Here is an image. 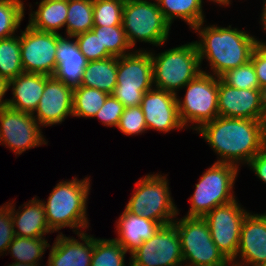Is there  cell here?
Masks as SVG:
<instances>
[{
    "mask_svg": "<svg viewBox=\"0 0 266 266\" xmlns=\"http://www.w3.org/2000/svg\"><path fill=\"white\" fill-rule=\"evenodd\" d=\"M22 73L20 36L0 39V77L9 81Z\"/></svg>",
    "mask_w": 266,
    "mask_h": 266,
    "instance_id": "cell-29",
    "label": "cell"
},
{
    "mask_svg": "<svg viewBox=\"0 0 266 266\" xmlns=\"http://www.w3.org/2000/svg\"><path fill=\"white\" fill-rule=\"evenodd\" d=\"M117 128L126 136L138 135L147 131L145 117L140 105L125 108Z\"/></svg>",
    "mask_w": 266,
    "mask_h": 266,
    "instance_id": "cell-37",
    "label": "cell"
},
{
    "mask_svg": "<svg viewBox=\"0 0 266 266\" xmlns=\"http://www.w3.org/2000/svg\"><path fill=\"white\" fill-rule=\"evenodd\" d=\"M248 213L236 198L203 216L213 242L228 261H233L237 255L241 226Z\"/></svg>",
    "mask_w": 266,
    "mask_h": 266,
    "instance_id": "cell-11",
    "label": "cell"
},
{
    "mask_svg": "<svg viewBox=\"0 0 266 266\" xmlns=\"http://www.w3.org/2000/svg\"><path fill=\"white\" fill-rule=\"evenodd\" d=\"M77 236L83 243L59 232L49 249L47 266H91L94 237L86 231L78 233Z\"/></svg>",
    "mask_w": 266,
    "mask_h": 266,
    "instance_id": "cell-20",
    "label": "cell"
},
{
    "mask_svg": "<svg viewBox=\"0 0 266 266\" xmlns=\"http://www.w3.org/2000/svg\"><path fill=\"white\" fill-rule=\"evenodd\" d=\"M257 46L254 48L251 55V62L253 64L257 80L260 88L266 86V41L255 38Z\"/></svg>",
    "mask_w": 266,
    "mask_h": 266,
    "instance_id": "cell-40",
    "label": "cell"
},
{
    "mask_svg": "<svg viewBox=\"0 0 266 266\" xmlns=\"http://www.w3.org/2000/svg\"><path fill=\"white\" fill-rule=\"evenodd\" d=\"M41 126L32 114L12 108L0 110V144L9 147L16 155L24 151L47 145Z\"/></svg>",
    "mask_w": 266,
    "mask_h": 266,
    "instance_id": "cell-13",
    "label": "cell"
},
{
    "mask_svg": "<svg viewBox=\"0 0 266 266\" xmlns=\"http://www.w3.org/2000/svg\"><path fill=\"white\" fill-rule=\"evenodd\" d=\"M220 79L228 86L237 89H261L251 60L225 72Z\"/></svg>",
    "mask_w": 266,
    "mask_h": 266,
    "instance_id": "cell-35",
    "label": "cell"
},
{
    "mask_svg": "<svg viewBox=\"0 0 266 266\" xmlns=\"http://www.w3.org/2000/svg\"><path fill=\"white\" fill-rule=\"evenodd\" d=\"M130 255V266L184 265L180 238L173 223L161 226Z\"/></svg>",
    "mask_w": 266,
    "mask_h": 266,
    "instance_id": "cell-12",
    "label": "cell"
},
{
    "mask_svg": "<svg viewBox=\"0 0 266 266\" xmlns=\"http://www.w3.org/2000/svg\"><path fill=\"white\" fill-rule=\"evenodd\" d=\"M218 113L221 117L266 121L261 89H237L218 77Z\"/></svg>",
    "mask_w": 266,
    "mask_h": 266,
    "instance_id": "cell-16",
    "label": "cell"
},
{
    "mask_svg": "<svg viewBox=\"0 0 266 266\" xmlns=\"http://www.w3.org/2000/svg\"><path fill=\"white\" fill-rule=\"evenodd\" d=\"M172 223L180 238L183 266H225L229 262L213 242L203 217L184 216Z\"/></svg>",
    "mask_w": 266,
    "mask_h": 266,
    "instance_id": "cell-10",
    "label": "cell"
},
{
    "mask_svg": "<svg viewBox=\"0 0 266 266\" xmlns=\"http://www.w3.org/2000/svg\"><path fill=\"white\" fill-rule=\"evenodd\" d=\"M46 83V75L41 73H22L9 80L8 88L12 90V99L8 107L20 112L33 114L41 99Z\"/></svg>",
    "mask_w": 266,
    "mask_h": 266,
    "instance_id": "cell-22",
    "label": "cell"
},
{
    "mask_svg": "<svg viewBox=\"0 0 266 266\" xmlns=\"http://www.w3.org/2000/svg\"><path fill=\"white\" fill-rule=\"evenodd\" d=\"M67 37V38H65ZM56 69L52 75L75 90L81 85L88 60L81 53L74 36L57 33Z\"/></svg>",
    "mask_w": 266,
    "mask_h": 266,
    "instance_id": "cell-19",
    "label": "cell"
},
{
    "mask_svg": "<svg viewBox=\"0 0 266 266\" xmlns=\"http://www.w3.org/2000/svg\"><path fill=\"white\" fill-rule=\"evenodd\" d=\"M126 253L127 251L114 238L98 239L94 237L91 266H126Z\"/></svg>",
    "mask_w": 266,
    "mask_h": 266,
    "instance_id": "cell-32",
    "label": "cell"
},
{
    "mask_svg": "<svg viewBox=\"0 0 266 266\" xmlns=\"http://www.w3.org/2000/svg\"><path fill=\"white\" fill-rule=\"evenodd\" d=\"M125 0H93L94 26L122 25Z\"/></svg>",
    "mask_w": 266,
    "mask_h": 266,
    "instance_id": "cell-34",
    "label": "cell"
},
{
    "mask_svg": "<svg viewBox=\"0 0 266 266\" xmlns=\"http://www.w3.org/2000/svg\"><path fill=\"white\" fill-rule=\"evenodd\" d=\"M8 80L0 77V110L8 107V99L4 100L8 88Z\"/></svg>",
    "mask_w": 266,
    "mask_h": 266,
    "instance_id": "cell-42",
    "label": "cell"
},
{
    "mask_svg": "<svg viewBox=\"0 0 266 266\" xmlns=\"http://www.w3.org/2000/svg\"><path fill=\"white\" fill-rule=\"evenodd\" d=\"M93 26V0H69L65 25L66 36H76L90 31Z\"/></svg>",
    "mask_w": 266,
    "mask_h": 266,
    "instance_id": "cell-28",
    "label": "cell"
},
{
    "mask_svg": "<svg viewBox=\"0 0 266 266\" xmlns=\"http://www.w3.org/2000/svg\"><path fill=\"white\" fill-rule=\"evenodd\" d=\"M32 115L42 127L61 124L68 116L73 117V90L46 75L44 92Z\"/></svg>",
    "mask_w": 266,
    "mask_h": 266,
    "instance_id": "cell-17",
    "label": "cell"
},
{
    "mask_svg": "<svg viewBox=\"0 0 266 266\" xmlns=\"http://www.w3.org/2000/svg\"><path fill=\"white\" fill-rule=\"evenodd\" d=\"M6 203L0 206V255L6 254L9 244L15 237L9 202Z\"/></svg>",
    "mask_w": 266,
    "mask_h": 266,
    "instance_id": "cell-39",
    "label": "cell"
},
{
    "mask_svg": "<svg viewBox=\"0 0 266 266\" xmlns=\"http://www.w3.org/2000/svg\"><path fill=\"white\" fill-rule=\"evenodd\" d=\"M109 95L95 88L79 86L73 90V116L94 118Z\"/></svg>",
    "mask_w": 266,
    "mask_h": 266,
    "instance_id": "cell-30",
    "label": "cell"
},
{
    "mask_svg": "<svg viewBox=\"0 0 266 266\" xmlns=\"http://www.w3.org/2000/svg\"><path fill=\"white\" fill-rule=\"evenodd\" d=\"M140 107L147 130L168 133L177 129H186L179 117L177 95L173 93L153 87L143 94Z\"/></svg>",
    "mask_w": 266,
    "mask_h": 266,
    "instance_id": "cell-15",
    "label": "cell"
},
{
    "mask_svg": "<svg viewBox=\"0 0 266 266\" xmlns=\"http://www.w3.org/2000/svg\"><path fill=\"white\" fill-rule=\"evenodd\" d=\"M20 32V52L24 72L52 76L56 69L57 33L40 31L29 25Z\"/></svg>",
    "mask_w": 266,
    "mask_h": 266,
    "instance_id": "cell-14",
    "label": "cell"
},
{
    "mask_svg": "<svg viewBox=\"0 0 266 266\" xmlns=\"http://www.w3.org/2000/svg\"><path fill=\"white\" fill-rule=\"evenodd\" d=\"M183 88L185 95L183 99L177 96V105L180 120L185 128L192 125L190 128L197 131L203 124L219 116L217 76L202 70Z\"/></svg>",
    "mask_w": 266,
    "mask_h": 266,
    "instance_id": "cell-8",
    "label": "cell"
},
{
    "mask_svg": "<svg viewBox=\"0 0 266 266\" xmlns=\"http://www.w3.org/2000/svg\"><path fill=\"white\" fill-rule=\"evenodd\" d=\"M117 85V57L88 61L80 86L111 94Z\"/></svg>",
    "mask_w": 266,
    "mask_h": 266,
    "instance_id": "cell-25",
    "label": "cell"
},
{
    "mask_svg": "<svg viewBox=\"0 0 266 266\" xmlns=\"http://www.w3.org/2000/svg\"><path fill=\"white\" fill-rule=\"evenodd\" d=\"M165 20L172 25L174 19H181L194 29L205 22L203 4L200 0H156Z\"/></svg>",
    "mask_w": 266,
    "mask_h": 266,
    "instance_id": "cell-26",
    "label": "cell"
},
{
    "mask_svg": "<svg viewBox=\"0 0 266 266\" xmlns=\"http://www.w3.org/2000/svg\"><path fill=\"white\" fill-rule=\"evenodd\" d=\"M122 26L132 48L138 41L160 47L171 30L156 0H125Z\"/></svg>",
    "mask_w": 266,
    "mask_h": 266,
    "instance_id": "cell-7",
    "label": "cell"
},
{
    "mask_svg": "<svg viewBox=\"0 0 266 266\" xmlns=\"http://www.w3.org/2000/svg\"><path fill=\"white\" fill-rule=\"evenodd\" d=\"M81 53L88 61L102 60L111 57L105 47H102L99 37L92 31L74 36Z\"/></svg>",
    "mask_w": 266,
    "mask_h": 266,
    "instance_id": "cell-36",
    "label": "cell"
},
{
    "mask_svg": "<svg viewBox=\"0 0 266 266\" xmlns=\"http://www.w3.org/2000/svg\"><path fill=\"white\" fill-rule=\"evenodd\" d=\"M225 266H240V265L232 261H229Z\"/></svg>",
    "mask_w": 266,
    "mask_h": 266,
    "instance_id": "cell-47",
    "label": "cell"
},
{
    "mask_svg": "<svg viewBox=\"0 0 266 266\" xmlns=\"http://www.w3.org/2000/svg\"><path fill=\"white\" fill-rule=\"evenodd\" d=\"M150 55L153 63V86L175 95L202 72L195 41L158 54L150 52Z\"/></svg>",
    "mask_w": 266,
    "mask_h": 266,
    "instance_id": "cell-4",
    "label": "cell"
},
{
    "mask_svg": "<svg viewBox=\"0 0 266 266\" xmlns=\"http://www.w3.org/2000/svg\"><path fill=\"white\" fill-rule=\"evenodd\" d=\"M125 209L145 219L156 221L162 226L171 224L179 210L171 197L166 174H148L141 177Z\"/></svg>",
    "mask_w": 266,
    "mask_h": 266,
    "instance_id": "cell-5",
    "label": "cell"
},
{
    "mask_svg": "<svg viewBox=\"0 0 266 266\" xmlns=\"http://www.w3.org/2000/svg\"><path fill=\"white\" fill-rule=\"evenodd\" d=\"M259 180L266 184V145L247 164Z\"/></svg>",
    "mask_w": 266,
    "mask_h": 266,
    "instance_id": "cell-41",
    "label": "cell"
},
{
    "mask_svg": "<svg viewBox=\"0 0 266 266\" xmlns=\"http://www.w3.org/2000/svg\"><path fill=\"white\" fill-rule=\"evenodd\" d=\"M204 23L201 22L193 30L201 38L200 41H195L200 65L206 59L211 75L220 78L225 72L250 61L257 46L255 36L238 28L232 29L231 25L221 27L213 24L202 27Z\"/></svg>",
    "mask_w": 266,
    "mask_h": 266,
    "instance_id": "cell-2",
    "label": "cell"
},
{
    "mask_svg": "<svg viewBox=\"0 0 266 266\" xmlns=\"http://www.w3.org/2000/svg\"><path fill=\"white\" fill-rule=\"evenodd\" d=\"M91 30L99 37L102 47L113 57H121L135 50L128 42L122 25L93 26Z\"/></svg>",
    "mask_w": 266,
    "mask_h": 266,
    "instance_id": "cell-31",
    "label": "cell"
},
{
    "mask_svg": "<svg viewBox=\"0 0 266 266\" xmlns=\"http://www.w3.org/2000/svg\"><path fill=\"white\" fill-rule=\"evenodd\" d=\"M240 169L232 164L215 163L200 176L190 196L186 217H203L215 207L236 199L233 186Z\"/></svg>",
    "mask_w": 266,
    "mask_h": 266,
    "instance_id": "cell-6",
    "label": "cell"
},
{
    "mask_svg": "<svg viewBox=\"0 0 266 266\" xmlns=\"http://www.w3.org/2000/svg\"><path fill=\"white\" fill-rule=\"evenodd\" d=\"M8 266H35V265H31V264H27V263H20V262H13L12 264H10Z\"/></svg>",
    "mask_w": 266,
    "mask_h": 266,
    "instance_id": "cell-46",
    "label": "cell"
},
{
    "mask_svg": "<svg viewBox=\"0 0 266 266\" xmlns=\"http://www.w3.org/2000/svg\"><path fill=\"white\" fill-rule=\"evenodd\" d=\"M23 0L0 1V39L15 35L23 21L25 13Z\"/></svg>",
    "mask_w": 266,
    "mask_h": 266,
    "instance_id": "cell-33",
    "label": "cell"
},
{
    "mask_svg": "<svg viewBox=\"0 0 266 266\" xmlns=\"http://www.w3.org/2000/svg\"><path fill=\"white\" fill-rule=\"evenodd\" d=\"M14 202H9V209L15 236L35 238L54 233L48 225L44 205L40 199L33 197L22 205L23 209L20 206L17 211Z\"/></svg>",
    "mask_w": 266,
    "mask_h": 266,
    "instance_id": "cell-21",
    "label": "cell"
},
{
    "mask_svg": "<svg viewBox=\"0 0 266 266\" xmlns=\"http://www.w3.org/2000/svg\"><path fill=\"white\" fill-rule=\"evenodd\" d=\"M51 247L45 237H19L15 236L9 244L7 251L15 262L40 266L39 262L47 248Z\"/></svg>",
    "mask_w": 266,
    "mask_h": 266,
    "instance_id": "cell-27",
    "label": "cell"
},
{
    "mask_svg": "<svg viewBox=\"0 0 266 266\" xmlns=\"http://www.w3.org/2000/svg\"><path fill=\"white\" fill-rule=\"evenodd\" d=\"M139 49L117 57V85L111 95L125 108L140 105L143 94L154 87L151 50Z\"/></svg>",
    "mask_w": 266,
    "mask_h": 266,
    "instance_id": "cell-9",
    "label": "cell"
},
{
    "mask_svg": "<svg viewBox=\"0 0 266 266\" xmlns=\"http://www.w3.org/2000/svg\"><path fill=\"white\" fill-rule=\"evenodd\" d=\"M90 178L60 181L51 190L47 202L41 200L46 219L53 232L69 227L75 234L85 232L89 227L87 201L90 192ZM82 230H81V229ZM85 228V231H84Z\"/></svg>",
    "mask_w": 266,
    "mask_h": 266,
    "instance_id": "cell-3",
    "label": "cell"
},
{
    "mask_svg": "<svg viewBox=\"0 0 266 266\" xmlns=\"http://www.w3.org/2000/svg\"><path fill=\"white\" fill-rule=\"evenodd\" d=\"M36 11H30L28 25L34 29L58 33L65 27L67 20L68 1L41 0Z\"/></svg>",
    "mask_w": 266,
    "mask_h": 266,
    "instance_id": "cell-24",
    "label": "cell"
},
{
    "mask_svg": "<svg viewBox=\"0 0 266 266\" xmlns=\"http://www.w3.org/2000/svg\"><path fill=\"white\" fill-rule=\"evenodd\" d=\"M197 132L219 156L215 163L238 168L247 165L266 145V121L217 116Z\"/></svg>",
    "mask_w": 266,
    "mask_h": 266,
    "instance_id": "cell-1",
    "label": "cell"
},
{
    "mask_svg": "<svg viewBox=\"0 0 266 266\" xmlns=\"http://www.w3.org/2000/svg\"><path fill=\"white\" fill-rule=\"evenodd\" d=\"M264 4H263V9H262V13H261V18H260V24L262 25L261 28L264 29V32L266 31V0H263Z\"/></svg>",
    "mask_w": 266,
    "mask_h": 266,
    "instance_id": "cell-43",
    "label": "cell"
},
{
    "mask_svg": "<svg viewBox=\"0 0 266 266\" xmlns=\"http://www.w3.org/2000/svg\"><path fill=\"white\" fill-rule=\"evenodd\" d=\"M201 3H204L203 0H200ZM213 1L214 3H217L219 6H229L231 5V2L229 0H208Z\"/></svg>",
    "mask_w": 266,
    "mask_h": 266,
    "instance_id": "cell-45",
    "label": "cell"
},
{
    "mask_svg": "<svg viewBox=\"0 0 266 266\" xmlns=\"http://www.w3.org/2000/svg\"><path fill=\"white\" fill-rule=\"evenodd\" d=\"M232 262L237 263L240 266L266 265L265 213L252 214L249 212L246 215L241 226L240 242L237 255Z\"/></svg>",
    "mask_w": 266,
    "mask_h": 266,
    "instance_id": "cell-18",
    "label": "cell"
},
{
    "mask_svg": "<svg viewBox=\"0 0 266 266\" xmlns=\"http://www.w3.org/2000/svg\"><path fill=\"white\" fill-rule=\"evenodd\" d=\"M261 96H262V106L264 110V115L266 118V86L261 89Z\"/></svg>",
    "mask_w": 266,
    "mask_h": 266,
    "instance_id": "cell-44",
    "label": "cell"
},
{
    "mask_svg": "<svg viewBox=\"0 0 266 266\" xmlns=\"http://www.w3.org/2000/svg\"><path fill=\"white\" fill-rule=\"evenodd\" d=\"M117 220V237L114 239L129 253L151 238L162 226L156 221L132 214L126 209Z\"/></svg>",
    "mask_w": 266,
    "mask_h": 266,
    "instance_id": "cell-23",
    "label": "cell"
},
{
    "mask_svg": "<svg viewBox=\"0 0 266 266\" xmlns=\"http://www.w3.org/2000/svg\"><path fill=\"white\" fill-rule=\"evenodd\" d=\"M47 1H69V0H47Z\"/></svg>",
    "mask_w": 266,
    "mask_h": 266,
    "instance_id": "cell-48",
    "label": "cell"
},
{
    "mask_svg": "<svg viewBox=\"0 0 266 266\" xmlns=\"http://www.w3.org/2000/svg\"><path fill=\"white\" fill-rule=\"evenodd\" d=\"M124 109L125 106L110 94L94 118H98L104 126L116 128Z\"/></svg>",
    "mask_w": 266,
    "mask_h": 266,
    "instance_id": "cell-38",
    "label": "cell"
}]
</instances>
